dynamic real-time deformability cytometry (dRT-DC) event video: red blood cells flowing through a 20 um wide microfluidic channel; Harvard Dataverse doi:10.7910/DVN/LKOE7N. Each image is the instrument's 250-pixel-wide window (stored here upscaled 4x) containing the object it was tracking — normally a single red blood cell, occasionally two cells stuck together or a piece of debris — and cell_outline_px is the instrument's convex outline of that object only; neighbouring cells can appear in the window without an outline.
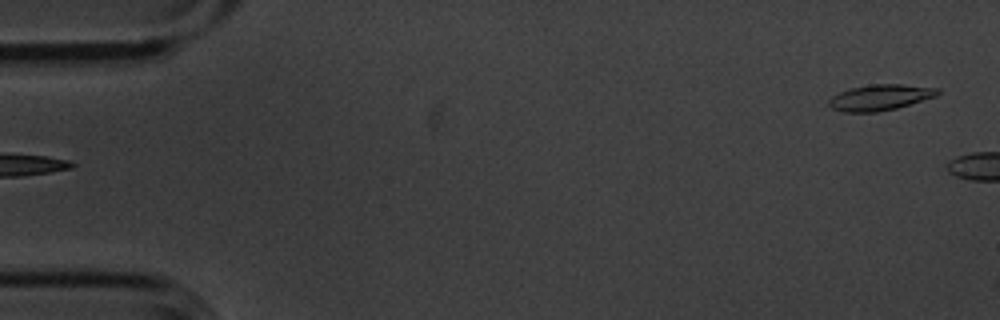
{"species": "common noctule bat (a hibernating species)", "species_latin": "Nyctalus noctula", "temperature_condition": "cold", "stored_images_in_passage": 6, "segment_of_instrument_passage": [2, 2], "camera_frame_rate_fps": 3000, "um_per_image_px": 0.085, "animal": {"sex": "male", "body_mass_g": 20.1, "forearm_length_mm": 53.5}, "frame": {"image": 1, "passage_image": 6, "time_ms": 1.667, "image_size_px": [1000, 320], "cell_outline_px": [[940, 92], [936, 96], [896, 108], [876, 112], [844, 112], [832, 108], [828, 104], [828, 100], [832, 96], [840, 92], [852, 88], [872, 84], [900, 84], [940, 88]], "centroid_in_image_um": [74.81, 8.28], "position_along_channel_um": 10.2, "area_um2": 16.24}}